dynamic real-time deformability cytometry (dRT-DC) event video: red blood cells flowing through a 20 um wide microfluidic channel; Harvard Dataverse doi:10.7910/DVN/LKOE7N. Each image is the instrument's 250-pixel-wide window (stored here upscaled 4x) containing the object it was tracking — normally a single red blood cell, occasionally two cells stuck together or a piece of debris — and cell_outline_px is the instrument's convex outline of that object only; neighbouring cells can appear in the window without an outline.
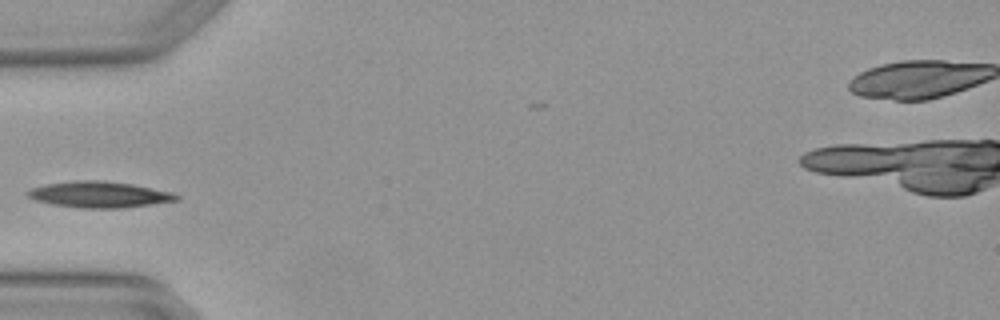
{"species": "Egyptian fruit bat (a non-hibernating species)", "species_latin": "Rousettus aegyptiacus", "temperature_condition": "warm", "stored_images_in_passage": 5, "camera_frame_rate_fps": 3000, "um_per_image_px": 0.085, "animal": {"sex": "female"}, "frame": {"image": 1, "passage_image": 5, "time_ms": 1.333, "image_size_px": [1000, 320], "cell_outline_px": [[180, 200], [120, 208], [80, 208], [52, 204], [36, 200], [28, 196], [24, 192], [32, 188], [48, 184], [76, 180], [104, 180], [132, 184], [172, 192], [180, 196]], "centroid_in_image_um": [8.45, 16.53], "position_along_channel_um": 76.6, "area_um2": 22.54}}